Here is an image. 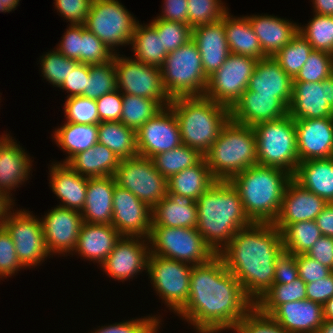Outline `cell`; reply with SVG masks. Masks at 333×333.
Returning <instances> with one entry per match:
<instances>
[{"label":"cell","mask_w":333,"mask_h":333,"mask_svg":"<svg viewBox=\"0 0 333 333\" xmlns=\"http://www.w3.org/2000/svg\"><path fill=\"white\" fill-rule=\"evenodd\" d=\"M120 161L113 151L97 142L88 150L71 157L66 164L82 176L104 177L114 176Z\"/></svg>","instance_id":"34"},{"label":"cell","mask_w":333,"mask_h":333,"mask_svg":"<svg viewBox=\"0 0 333 333\" xmlns=\"http://www.w3.org/2000/svg\"><path fill=\"white\" fill-rule=\"evenodd\" d=\"M8 136L0 141V190L11 197L10 190L28 180L32 163L25 150Z\"/></svg>","instance_id":"31"},{"label":"cell","mask_w":333,"mask_h":333,"mask_svg":"<svg viewBox=\"0 0 333 333\" xmlns=\"http://www.w3.org/2000/svg\"><path fill=\"white\" fill-rule=\"evenodd\" d=\"M317 333H333V321L324 319Z\"/></svg>","instance_id":"70"},{"label":"cell","mask_w":333,"mask_h":333,"mask_svg":"<svg viewBox=\"0 0 333 333\" xmlns=\"http://www.w3.org/2000/svg\"><path fill=\"white\" fill-rule=\"evenodd\" d=\"M18 5L16 0H0V12H10Z\"/></svg>","instance_id":"68"},{"label":"cell","mask_w":333,"mask_h":333,"mask_svg":"<svg viewBox=\"0 0 333 333\" xmlns=\"http://www.w3.org/2000/svg\"><path fill=\"white\" fill-rule=\"evenodd\" d=\"M53 138L68 153L69 156L63 161L66 163L77 153L88 150L98 142V124L66 122L55 130Z\"/></svg>","instance_id":"37"},{"label":"cell","mask_w":333,"mask_h":333,"mask_svg":"<svg viewBox=\"0 0 333 333\" xmlns=\"http://www.w3.org/2000/svg\"><path fill=\"white\" fill-rule=\"evenodd\" d=\"M299 277L296 255L285 250L275 261L273 284L291 283Z\"/></svg>","instance_id":"59"},{"label":"cell","mask_w":333,"mask_h":333,"mask_svg":"<svg viewBox=\"0 0 333 333\" xmlns=\"http://www.w3.org/2000/svg\"><path fill=\"white\" fill-rule=\"evenodd\" d=\"M82 24H71L63 35L57 50L69 59L81 63Z\"/></svg>","instance_id":"60"},{"label":"cell","mask_w":333,"mask_h":333,"mask_svg":"<svg viewBox=\"0 0 333 333\" xmlns=\"http://www.w3.org/2000/svg\"><path fill=\"white\" fill-rule=\"evenodd\" d=\"M2 226L9 233L21 265L26 268L38 266L49 255L44 239L41 219L25 209L10 211Z\"/></svg>","instance_id":"15"},{"label":"cell","mask_w":333,"mask_h":333,"mask_svg":"<svg viewBox=\"0 0 333 333\" xmlns=\"http://www.w3.org/2000/svg\"><path fill=\"white\" fill-rule=\"evenodd\" d=\"M293 175L269 166L254 165L229 181L239 192L246 215L255 223H273Z\"/></svg>","instance_id":"4"},{"label":"cell","mask_w":333,"mask_h":333,"mask_svg":"<svg viewBox=\"0 0 333 333\" xmlns=\"http://www.w3.org/2000/svg\"><path fill=\"white\" fill-rule=\"evenodd\" d=\"M150 253L194 265L208 262L216 254L196 228L151 226Z\"/></svg>","instance_id":"9"},{"label":"cell","mask_w":333,"mask_h":333,"mask_svg":"<svg viewBox=\"0 0 333 333\" xmlns=\"http://www.w3.org/2000/svg\"><path fill=\"white\" fill-rule=\"evenodd\" d=\"M192 265L149 254L147 271L165 305L178 313L187 303Z\"/></svg>","instance_id":"12"},{"label":"cell","mask_w":333,"mask_h":333,"mask_svg":"<svg viewBox=\"0 0 333 333\" xmlns=\"http://www.w3.org/2000/svg\"><path fill=\"white\" fill-rule=\"evenodd\" d=\"M323 310L324 319L333 321V297L323 305Z\"/></svg>","instance_id":"69"},{"label":"cell","mask_w":333,"mask_h":333,"mask_svg":"<svg viewBox=\"0 0 333 333\" xmlns=\"http://www.w3.org/2000/svg\"><path fill=\"white\" fill-rule=\"evenodd\" d=\"M98 142L105 145L122 160L138 155L136 131L120 121H102L98 124Z\"/></svg>","instance_id":"38"},{"label":"cell","mask_w":333,"mask_h":333,"mask_svg":"<svg viewBox=\"0 0 333 333\" xmlns=\"http://www.w3.org/2000/svg\"><path fill=\"white\" fill-rule=\"evenodd\" d=\"M253 130L257 164L280 168L294 175L299 163L294 119L287 114L277 120L259 123Z\"/></svg>","instance_id":"7"},{"label":"cell","mask_w":333,"mask_h":333,"mask_svg":"<svg viewBox=\"0 0 333 333\" xmlns=\"http://www.w3.org/2000/svg\"><path fill=\"white\" fill-rule=\"evenodd\" d=\"M306 299V283L298 277L291 283L273 284L254 307L270 316L281 304Z\"/></svg>","instance_id":"41"},{"label":"cell","mask_w":333,"mask_h":333,"mask_svg":"<svg viewBox=\"0 0 333 333\" xmlns=\"http://www.w3.org/2000/svg\"><path fill=\"white\" fill-rule=\"evenodd\" d=\"M288 114L294 120L333 117V74L321 82H293Z\"/></svg>","instance_id":"17"},{"label":"cell","mask_w":333,"mask_h":333,"mask_svg":"<svg viewBox=\"0 0 333 333\" xmlns=\"http://www.w3.org/2000/svg\"><path fill=\"white\" fill-rule=\"evenodd\" d=\"M214 182L216 179L203 157L196 165L185 168L167 179V192L187 196L196 201Z\"/></svg>","instance_id":"36"},{"label":"cell","mask_w":333,"mask_h":333,"mask_svg":"<svg viewBox=\"0 0 333 333\" xmlns=\"http://www.w3.org/2000/svg\"><path fill=\"white\" fill-rule=\"evenodd\" d=\"M314 49L298 32L273 58L294 79Z\"/></svg>","instance_id":"44"},{"label":"cell","mask_w":333,"mask_h":333,"mask_svg":"<svg viewBox=\"0 0 333 333\" xmlns=\"http://www.w3.org/2000/svg\"><path fill=\"white\" fill-rule=\"evenodd\" d=\"M123 94L116 89L96 99L98 115L102 121H120L122 114Z\"/></svg>","instance_id":"57"},{"label":"cell","mask_w":333,"mask_h":333,"mask_svg":"<svg viewBox=\"0 0 333 333\" xmlns=\"http://www.w3.org/2000/svg\"><path fill=\"white\" fill-rule=\"evenodd\" d=\"M87 80H89V65L79 62L60 88L70 93L67 98L81 96L86 89Z\"/></svg>","instance_id":"61"},{"label":"cell","mask_w":333,"mask_h":333,"mask_svg":"<svg viewBox=\"0 0 333 333\" xmlns=\"http://www.w3.org/2000/svg\"><path fill=\"white\" fill-rule=\"evenodd\" d=\"M114 176L88 177L86 200L81 211L83 222L112 224Z\"/></svg>","instance_id":"27"},{"label":"cell","mask_w":333,"mask_h":333,"mask_svg":"<svg viewBox=\"0 0 333 333\" xmlns=\"http://www.w3.org/2000/svg\"><path fill=\"white\" fill-rule=\"evenodd\" d=\"M293 179L328 203L333 202V157L299 162Z\"/></svg>","instance_id":"33"},{"label":"cell","mask_w":333,"mask_h":333,"mask_svg":"<svg viewBox=\"0 0 333 333\" xmlns=\"http://www.w3.org/2000/svg\"><path fill=\"white\" fill-rule=\"evenodd\" d=\"M203 157L216 180L229 181L234 175L257 165L253 127L229 119Z\"/></svg>","instance_id":"6"},{"label":"cell","mask_w":333,"mask_h":333,"mask_svg":"<svg viewBox=\"0 0 333 333\" xmlns=\"http://www.w3.org/2000/svg\"><path fill=\"white\" fill-rule=\"evenodd\" d=\"M307 26L298 27L299 33L314 50L333 54V16L315 13Z\"/></svg>","instance_id":"46"},{"label":"cell","mask_w":333,"mask_h":333,"mask_svg":"<svg viewBox=\"0 0 333 333\" xmlns=\"http://www.w3.org/2000/svg\"><path fill=\"white\" fill-rule=\"evenodd\" d=\"M227 12L221 0H188V25L193 29L218 22Z\"/></svg>","instance_id":"50"},{"label":"cell","mask_w":333,"mask_h":333,"mask_svg":"<svg viewBox=\"0 0 333 333\" xmlns=\"http://www.w3.org/2000/svg\"><path fill=\"white\" fill-rule=\"evenodd\" d=\"M24 268L16 255L15 245L6 231L0 226V278H4Z\"/></svg>","instance_id":"55"},{"label":"cell","mask_w":333,"mask_h":333,"mask_svg":"<svg viewBox=\"0 0 333 333\" xmlns=\"http://www.w3.org/2000/svg\"><path fill=\"white\" fill-rule=\"evenodd\" d=\"M274 225L281 231L283 249L294 255L306 254L322 236L315 220Z\"/></svg>","instance_id":"40"},{"label":"cell","mask_w":333,"mask_h":333,"mask_svg":"<svg viewBox=\"0 0 333 333\" xmlns=\"http://www.w3.org/2000/svg\"><path fill=\"white\" fill-rule=\"evenodd\" d=\"M112 201V225L118 232L122 236H140L148 239L152 226V208L117 184Z\"/></svg>","instance_id":"18"},{"label":"cell","mask_w":333,"mask_h":333,"mask_svg":"<svg viewBox=\"0 0 333 333\" xmlns=\"http://www.w3.org/2000/svg\"><path fill=\"white\" fill-rule=\"evenodd\" d=\"M117 89L114 57L104 64L89 65V80L81 96L98 99Z\"/></svg>","instance_id":"45"},{"label":"cell","mask_w":333,"mask_h":333,"mask_svg":"<svg viewBox=\"0 0 333 333\" xmlns=\"http://www.w3.org/2000/svg\"><path fill=\"white\" fill-rule=\"evenodd\" d=\"M315 221L322 235L333 238V202L325 206Z\"/></svg>","instance_id":"65"},{"label":"cell","mask_w":333,"mask_h":333,"mask_svg":"<svg viewBox=\"0 0 333 333\" xmlns=\"http://www.w3.org/2000/svg\"><path fill=\"white\" fill-rule=\"evenodd\" d=\"M121 237L112 224L83 222L74 252H78L83 259L87 258L101 265Z\"/></svg>","instance_id":"30"},{"label":"cell","mask_w":333,"mask_h":333,"mask_svg":"<svg viewBox=\"0 0 333 333\" xmlns=\"http://www.w3.org/2000/svg\"><path fill=\"white\" fill-rule=\"evenodd\" d=\"M159 320L156 316H147L103 326L92 333H157Z\"/></svg>","instance_id":"54"},{"label":"cell","mask_w":333,"mask_h":333,"mask_svg":"<svg viewBox=\"0 0 333 333\" xmlns=\"http://www.w3.org/2000/svg\"><path fill=\"white\" fill-rule=\"evenodd\" d=\"M308 300L324 305L333 297V271L322 279L306 284Z\"/></svg>","instance_id":"62"},{"label":"cell","mask_w":333,"mask_h":333,"mask_svg":"<svg viewBox=\"0 0 333 333\" xmlns=\"http://www.w3.org/2000/svg\"><path fill=\"white\" fill-rule=\"evenodd\" d=\"M333 74V54L313 50L293 82H321Z\"/></svg>","instance_id":"47"},{"label":"cell","mask_w":333,"mask_h":333,"mask_svg":"<svg viewBox=\"0 0 333 333\" xmlns=\"http://www.w3.org/2000/svg\"><path fill=\"white\" fill-rule=\"evenodd\" d=\"M113 57L114 54L110 49L82 24L81 63L104 64Z\"/></svg>","instance_id":"52"},{"label":"cell","mask_w":333,"mask_h":333,"mask_svg":"<svg viewBox=\"0 0 333 333\" xmlns=\"http://www.w3.org/2000/svg\"><path fill=\"white\" fill-rule=\"evenodd\" d=\"M293 79L280 67L273 57L258 60L247 90L258 95L278 97L287 107L292 99Z\"/></svg>","instance_id":"26"},{"label":"cell","mask_w":333,"mask_h":333,"mask_svg":"<svg viewBox=\"0 0 333 333\" xmlns=\"http://www.w3.org/2000/svg\"><path fill=\"white\" fill-rule=\"evenodd\" d=\"M116 184L132 192L153 208L167 195V179L160 174L152 159L142 156L122 159L114 173Z\"/></svg>","instance_id":"11"},{"label":"cell","mask_w":333,"mask_h":333,"mask_svg":"<svg viewBox=\"0 0 333 333\" xmlns=\"http://www.w3.org/2000/svg\"><path fill=\"white\" fill-rule=\"evenodd\" d=\"M314 13L333 16V0H312Z\"/></svg>","instance_id":"67"},{"label":"cell","mask_w":333,"mask_h":333,"mask_svg":"<svg viewBox=\"0 0 333 333\" xmlns=\"http://www.w3.org/2000/svg\"><path fill=\"white\" fill-rule=\"evenodd\" d=\"M150 25L157 31L163 49L168 53L192 39V28L188 24L156 18L150 22Z\"/></svg>","instance_id":"48"},{"label":"cell","mask_w":333,"mask_h":333,"mask_svg":"<svg viewBox=\"0 0 333 333\" xmlns=\"http://www.w3.org/2000/svg\"><path fill=\"white\" fill-rule=\"evenodd\" d=\"M230 16L229 12L224 15L225 35L230 53L250 56L258 60L266 58L248 18Z\"/></svg>","instance_id":"35"},{"label":"cell","mask_w":333,"mask_h":333,"mask_svg":"<svg viewBox=\"0 0 333 333\" xmlns=\"http://www.w3.org/2000/svg\"><path fill=\"white\" fill-rule=\"evenodd\" d=\"M163 107L153 99L130 94H123L120 122L137 131Z\"/></svg>","instance_id":"42"},{"label":"cell","mask_w":333,"mask_h":333,"mask_svg":"<svg viewBox=\"0 0 333 333\" xmlns=\"http://www.w3.org/2000/svg\"><path fill=\"white\" fill-rule=\"evenodd\" d=\"M198 214L196 201L173 192L152 208V226L196 228Z\"/></svg>","instance_id":"29"},{"label":"cell","mask_w":333,"mask_h":333,"mask_svg":"<svg viewBox=\"0 0 333 333\" xmlns=\"http://www.w3.org/2000/svg\"><path fill=\"white\" fill-rule=\"evenodd\" d=\"M52 165L49 183L51 190L62 201L59 206L81 212L86 200L88 177L78 174L66 163Z\"/></svg>","instance_id":"28"},{"label":"cell","mask_w":333,"mask_h":333,"mask_svg":"<svg viewBox=\"0 0 333 333\" xmlns=\"http://www.w3.org/2000/svg\"><path fill=\"white\" fill-rule=\"evenodd\" d=\"M258 59L230 53L223 65L208 77L204 96L231 108L247 89Z\"/></svg>","instance_id":"14"},{"label":"cell","mask_w":333,"mask_h":333,"mask_svg":"<svg viewBox=\"0 0 333 333\" xmlns=\"http://www.w3.org/2000/svg\"><path fill=\"white\" fill-rule=\"evenodd\" d=\"M287 114L288 107L278 97L258 95L247 89L230 108V119L250 127L283 118Z\"/></svg>","instance_id":"22"},{"label":"cell","mask_w":333,"mask_h":333,"mask_svg":"<svg viewBox=\"0 0 333 333\" xmlns=\"http://www.w3.org/2000/svg\"><path fill=\"white\" fill-rule=\"evenodd\" d=\"M64 113L67 122L99 124L96 100L84 96L69 97L65 101Z\"/></svg>","instance_id":"51"},{"label":"cell","mask_w":333,"mask_h":333,"mask_svg":"<svg viewBox=\"0 0 333 333\" xmlns=\"http://www.w3.org/2000/svg\"><path fill=\"white\" fill-rule=\"evenodd\" d=\"M12 200V197L8 196L4 191L0 190V226L8 218L10 210L13 208V206L11 207V205L14 204Z\"/></svg>","instance_id":"66"},{"label":"cell","mask_w":333,"mask_h":333,"mask_svg":"<svg viewBox=\"0 0 333 333\" xmlns=\"http://www.w3.org/2000/svg\"><path fill=\"white\" fill-rule=\"evenodd\" d=\"M58 12L71 24H85L93 0H54Z\"/></svg>","instance_id":"56"},{"label":"cell","mask_w":333,"mask_h":333,"mask_svg":"<svg viewBox=\"0 0 333 333\" xmlns=\"http://www.w3.org/2000/svg\"><path fill=\"white\" fill-rule=\"evenodd\" d=\"M259 39L263 53L273 57L299 32V25L277 16H246ZM298 25V26H297Z\"/></svg>","instance_id":"32"},{"label":"cell","mask_w":333,"mask_h":333,"mask_svg":"<svg viewBox=\"0 0 333 333\" xmlns=\"http://www.w3.org/2000/svg\"><path fill=\"white\" fill-rule=\"evenodd\" d=\"M181 144L179 123L169 106L160 110L136 131L137 151L142 157L152 159Z\"/></svg>","instance_id":"16"},{"label":"cell","mask_w":333,"mask_h":333,"mask_svg":"<svg viewBox=\"0 0 333 333\" xmlns=\"http://www.w3.org/2000/svg\"><path fill=\"white\" fill-rule=\"evenodd\" d=\"M202 158L203 155L197 150L181 144L172 150L155 155L152 160L156 170L169 179L185 168L196 165Z\"/></svg>","instance_id":"43"},{"label":"cell","mask_w":333,"mask_h":333,"mask_svg":"<svg viewBox=\"0 0 333 333\" xmlns=\"http://www.w3.org/2000/svg\"><path fill=\"white\" fill-rule=\"evenodd\" d=\"M114 64L117 89L122 94L156 100L163 108L169 106L172 99L164 88L159 67L144 64L134 58L120 57L117 52L114 54Z\"/></svg>","instance_id":"13"},{"label":"cell","mask_w":333,"mask_h":333,"mask_svg":"<svg viewBox=\"0 0 333 333\" xmlns=\"http://www.w3.org/2000/svg\"><path fill=\"white\" fill-rule=\"evenodd\" d=\"M283 250L281 231L273 223L253 222L218 255L255 304L273 285L275 261Z\"/></svg>","instance_id":"2"},{"label":"cell","mask_w":333,"mask_h":333,"mask_svg":"<svg viewBox=\"0 0 333 333\" xmlns=\"http://www.w3.org/2000/svg\"><path fill=\"white\" fill-rule=\"evenodd\" d=\"M299 278L306 284L327 277L332 270L306 254L296 255Z\"/></svg>","instance_id":"58"},{"label":"cell","mask_w":333,"mask_h":333,"mask_svg":"<svg viewBox=\"0 0 333 333\" xmlns=\"http://www.w3.org/2000/svg\"><path fill=\"white\" fill-rule=\"evenodd\" d=\"M270 317L287 333H317L324 321L323 305L311 300L281 304Z\"/></svg>","instance_id":"24"},{"label":"cell","mask_w":333,"mask_h":333,"mask_svg":"<svg viewBox=\"0 0 333 333\" xmlns=\"http://www.w3.org/2000/svg\"><path fill=\"white\" fill-rule=\"evenodd\" d=\"M192 39L198 46L203 71L209 77L223 65L230 54L224 16L218 22L193 28Z\"/></svg>","instance_id":"25"},{"label":"cell","mask_w":333,"mask_h":333,"mask_svg":"<svg viewBox=\"0 0 333 333\" xmlns=\"http://www.w3.org/2000/svg\"><path fill=\"white\" fill-rule=\"evenodd\" d=\"M328 202L303 188L293 178L288 183L278 216L273 224H292L315 220Z\"/></svg>","instance_id":"23"},{"label":"cell","mask_w":333,"mask_h":333,"mask_svg":"<svg viewBox=\"0 0 333 333\" xmlns=\"http://www.w3.org/2000/svg\"><path fill=\"white\" fill-rule=\"evenodd\" d=\"M44 216L41 222L49 255L72 253L83 224L81 212L57 206Z\"/></svg>","instance_id":"19"},{"label":"cell","mask_w":333,"mask_h":333,"mask_svg":"<svg viewBox=\"0 0 333 333\" xmlns=\"http://www.w3.org/2000/svg\"><path fill=\"white\" fill-rule=\"evenodd\" d=\"M294 122L299 162L333 157V117Z\"/></svg>","instance_id":"21"},{"label":"cell","mask_w":333,"mask_h":333,"mask_svg":"<svg viewBox=\"0 0 333 333\" xmlns=\"http://www.w3.org/2000/svg\"><path fill=\"white\" fill-rule=\"evenodd\" d=\"M160 69L164 88L171 99L204 96L208 77L193 39L169 52Z\"/></svg>","instance_id":"8"},{"label":"cell","mask_w":333,"mask_h":333,"mask_svg":"<svg viewBox=\"0 0 333 333\" xmlns=\"http://www.w3.org/2000/svg\"><path fill=\"white\" fill-rule=\"evenodd\" d=\"M233 330L236 333H287L269 315L260 313L255 307Z\"/></svg>","instance_id":"53"},{"label":"cell","mask_w":333,"mask_h":333,"mask_svg":"<svg viewBox=\"0 0 333 333\" xmlns=\"http://www.w3.org/2000/svg\"><path fill=\"white\" fill-rule=\"evenodd\" d=\"M79 62L69 59L57 49L52 52H46L41 57L42 77H45L49 83L55 87H59L68 78V75L74 70Z\"/></svg>","instance_id":"49"},{"label":"cell","mask_w":333,"mask_h":333,"mask_svg":"<svg viewBox=\"0 0 333 333\" xmlns=\"http://www.w3.org/2000/svg\"><path fill=\"white\" fill-rule=\"evenodd\" d=\"M132 50L135 59L147 65L161 67L168 55L163 49L162 41L157 31L150 25H142L139 22L131 38Z\"/></svg>","instance_id":"39"},{"label":"cell","mask_w":333,"mask_h":333,"mask_svg":"<svg viewBox=\"0 0 333 333\" xmlns=\"http://www.w3.org/2000/svg\"><path fill=\"white\" fill-rule=\"evenodd\" d=\"M135 19L117 0H93L84 25L115 54L114 47L131 43Z\"/></svg>","instance_id":"10"},{"label":"cell","mask_w":333,"mask_h":333,"mask_svg":"<svg viewBox=\"0 0 333 333\" xmlns=\"http://www.w3.org/2000/svg\"><path fill=\"white\" fill-rule=\"evenodd\" d=\"M169 107L178 120L182 144L203 156L230 119V108L205 96L177 97Z\"/></svg>","instance_id":"5"},{"label":"cell","mask_w":333,"mask_h":333,"mask_svg":"<svg viewBox=\"0 0 333 333\" xmlns=\"http://www.w3.org/2000/svg\"><path fill=\"white\" fill-rule=\"evenodd\" d=\"M253 308L240 282L216 254L192 266L189 298L177 314L199 333H220L233 330Z\"/></svg>","instance_id":"1"},{"label":"cell","mask_w":333,"mask_h":333,"mask_svg":"<svg viewBox=\"0 0 333 333\" xmlns=\"http://www.w3.org/2000/svg\"><path fill=\"white\" fill-rule=\"evenodd\" d=\"M163 14L157 18L188 24V0H164Z\"/></svg>","instance_id":"64"},{"label":"cell","mask_w":333,"mask_h":333,"mask_svg":"<svg viewBox=\"0 0 333 333\" xmlns=\"http://www.w3.org/2000/svg\"><path fill=\"white\" fill-rule=\"evenodd\" d=\"M6 135H2L1 137H0V141L5 137Z\"/></svg>","instance_id":"71"},{"label":"cell","mask_w":333,"mask_h":333,"mask_svg":"<svg viewBox=\"0 0 333 333\" xmlns=\"http://www.w3.org/2000/svg\"><path fill=\"white\" fill-rule=\"evenodd\" d=\"M197 232L219 254L235 233L253 222L246 215L239 192L230 181L216 180L196 200Z\"/></svg>","instance_id":"3"},{"label":"cell","mask_w":333,"mask_h":333,"mask_svg":"<svg viewBox=\"0 0 333 333\" xmlns=\"http://www.w3.org/2000/svg\"><path fill=\"white\" fill-rule=\"evenodd\" d=\"M147 240L140 236H122L100 266L113 279L133 278L141 270H147L150 253L149 241L145 243Z\"/></svg>","instance_id":"20"},{"label":"cell","mask_w":333,"mask_h":333,"mask_svg":"<svg viewBox=\"0 0 333 333\" xmlns=\"http://www.w3.org/2000/svg\"><path fill=\"white\" fill-rule=\"evenodd\" d=\"M306 255L333 271V238L322 235Z\"/></svg>","instance_id":"63"}]
</instances>
